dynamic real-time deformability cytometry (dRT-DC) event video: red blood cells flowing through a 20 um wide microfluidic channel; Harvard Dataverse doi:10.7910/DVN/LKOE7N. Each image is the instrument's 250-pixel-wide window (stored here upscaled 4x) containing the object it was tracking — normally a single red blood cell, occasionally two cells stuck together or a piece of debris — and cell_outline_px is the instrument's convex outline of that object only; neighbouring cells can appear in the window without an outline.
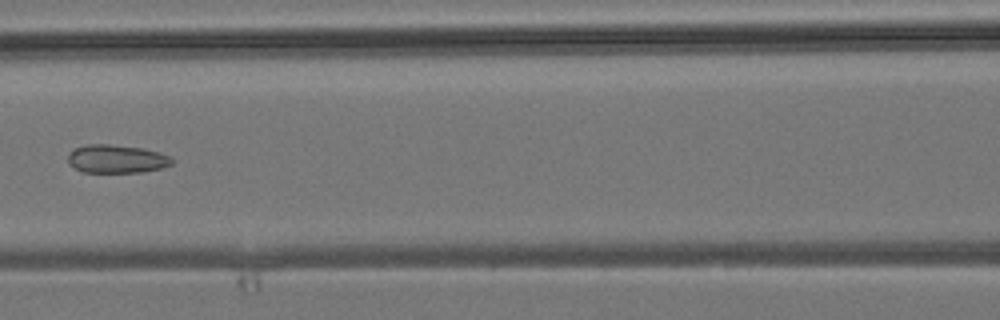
{"species": "common noctule bat (a hibernating species)", "species_latin": "Nyctalus noctula", "temperature_condition": "room temperature", "stored_images_in_passage": 5, "camera_frame_rate_fps": 3000, "um_per_image_px": 0.085, "animal": {"sex": "male", "body_mass_g": 19.2, "forearm_length_mm": 51.8}, "frame": {"image": 1, "passage_image": 5, "time_ms": 4.333, "image_size_px": [1000, 320], "cell_outline_px": [[172, 164], [164, 168], [144, 172], [84, 172], [68, 164], [68, 156], [72, 148], [88, 144], [108, 144], [144, 148], [172, 156]], "centroid_in_image_um": [9.93, 13.5], "position_along_channel_um": 156.7, "area_um2": 17.34}}